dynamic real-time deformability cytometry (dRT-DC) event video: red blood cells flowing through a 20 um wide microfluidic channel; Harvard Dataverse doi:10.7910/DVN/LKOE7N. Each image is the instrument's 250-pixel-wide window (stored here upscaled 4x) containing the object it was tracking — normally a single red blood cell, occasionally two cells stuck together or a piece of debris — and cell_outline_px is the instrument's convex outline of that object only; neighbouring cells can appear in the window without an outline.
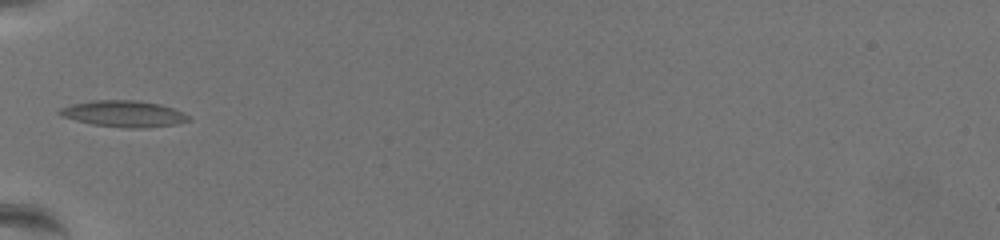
{"species": "common noctule bat (a hibernating species)", "species_latin": "Nyctalus noctula", "temperature_condition": "warm", "stored_images_in_passage": 36, "camera_frame_rate_fps": 3000, "um_per_image_px": 0.085, "animal": {"sex": "female", "body_mass_g": 19.5, "forearm_length_mm": 54.1}, "frame": {"image": 1, "passage_image": 1, "time_ms": 0.0, "image_size_px": [1000, 240], "cell_outline_px": [[192, 120], [176, 124], [144, 128], [128, 128], [92, 124], [60, 116], [56, 112], [60, 108], [72, 104], [92, 100], [136, 100], [160, 104], [172, 108], [188, 116]], "centroid_in_image_um": [10.48, 9.67], "position_along_channel_um": 74.5, "area_um2": 19.71}, "authors_computed_cell_mechanics": {"area_um2": 17.4267, "velocity_mm_per_s": 3.4322, "shape_relaxation_time_tau1_ms": null, "shape_relaxation_time_tau2_ms": 2.8065, "deformation_change_tau1": null, "deformation_change_tau2": 0.1042}}